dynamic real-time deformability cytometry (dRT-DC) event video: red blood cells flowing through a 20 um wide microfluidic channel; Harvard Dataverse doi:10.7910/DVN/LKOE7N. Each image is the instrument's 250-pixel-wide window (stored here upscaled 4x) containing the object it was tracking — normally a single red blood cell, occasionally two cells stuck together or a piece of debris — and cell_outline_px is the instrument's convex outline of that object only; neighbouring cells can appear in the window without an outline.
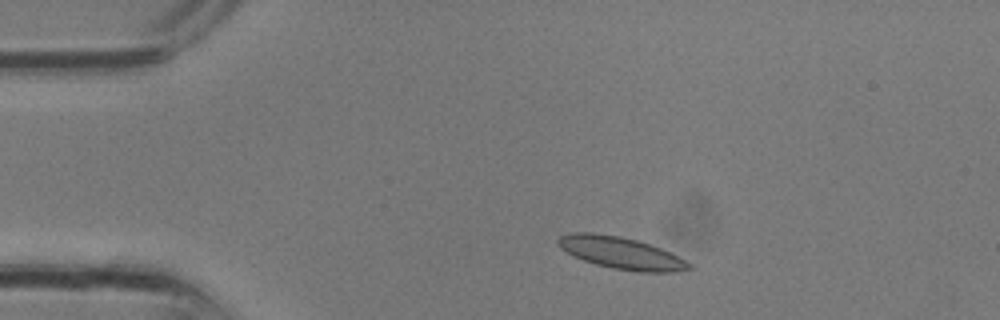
{"species": "common noctule bat (a hibernating species)", "species_latin": "Nyctalus noctula", "temperature_condition": "room temperature", "stored_images_in_passage": 10, "camera_frame_rate_fps": 3000, "um_per_image_px": 0.085, "animal": {"sex": "male", "body_mass_g": 13.3}, "frame": {"image": 1, "passage_image": 3, "time_ms": 0.667, "image_size_px": [1000, 320], "cell_outline_px": [[696, 268], [676, 272], [640, 272], [612, 268], [596, 264], [584, 260], [560, 248], [556, 240], [560, 236], [572, 232], [592, 232], [620, 236], [636, 240], [660, 248], [692, 264]], "centroid_in_image_um": [52.8, 21.5], "position_along_channel_um": 32.2, "area_um2": 24.22}}
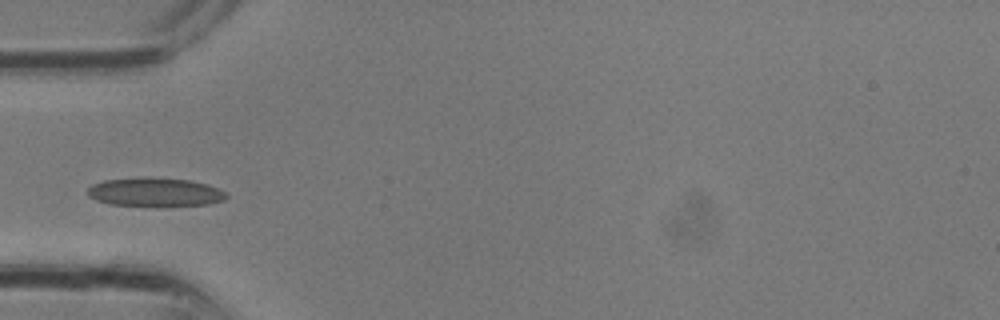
{"frame": {"image": 2, "passage_image": 7, "time_ms": 2.0, "image_size_px": [1000, 320], "cell_outline_px": [[228, 196], [224, 200], [208, 204], [108, 204], [96, 200], [88, 196], [88, 188], [92, 184], [104, 180], [148, 176], [192, 180], [208, 184], [224, 192]], "centroid_in_image_um": [13.15, 16.28], "position_along_channel_um": 71.9, "area_um2": 22.72}}
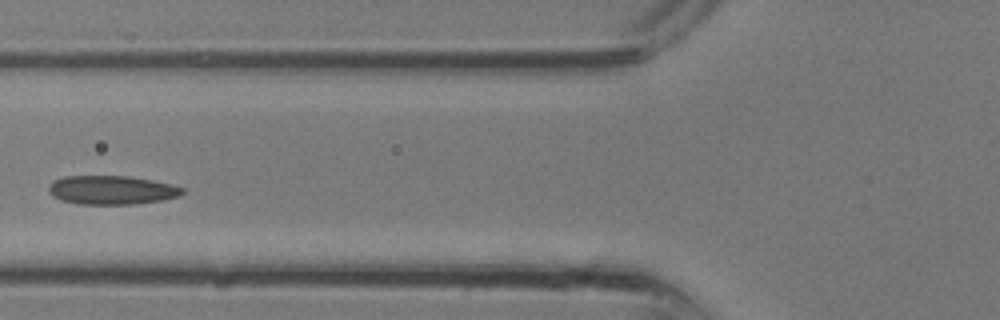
{"frame": {"image": 3, "passage_image": 9, "time_ms": 2.667, "image_size_px": [1000, 320], "cell_outline_px": [[184, 192], [180, 196], [164, 200], [132, 204], [80, 204], [64, 200], [52, 196], [48, 192], [48, 184], [52, 180], [64, 176], [128, 176], [152, 180], [172, 184], [184, 188]], "centroid_in_image_um": [9.49, 16.14], "position_along_channel_um": 116.3, "area_um2": 22.6}}